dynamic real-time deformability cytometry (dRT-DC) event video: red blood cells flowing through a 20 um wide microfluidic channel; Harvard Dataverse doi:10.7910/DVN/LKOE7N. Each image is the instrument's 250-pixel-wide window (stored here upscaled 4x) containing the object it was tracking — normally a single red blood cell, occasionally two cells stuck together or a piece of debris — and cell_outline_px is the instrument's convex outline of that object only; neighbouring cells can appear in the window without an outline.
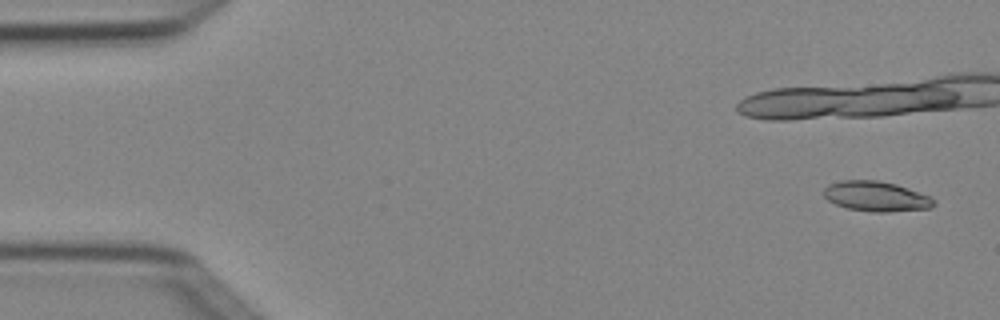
{"species": "Egyptian fruit bat (a non-hibernating species)", "species_latin": "Rousettus aegyptiacus", "temperature_condition": "cold", "stored_images_in_passage": 7, "camera_frame_rate_fps": 3000, "um_per_image_px": 0.085, "animal": {"sex": "female"}, "frame": {"image": 1, "passage_image": 1, "time_ms": 0.0, "image_size_px": [1000, 320], "cell_outline_px": [[936, 204], [932, 208], [888, 212], [872, 212], [848, 208], [836, 204], [828, 200], [824, 196], [824, 188], [828, 184], [840, 180], [880, 180], [896, 184], [932, 196], [936, 200]], "centroid_in_image_um": [74.51, 16.68], "position_along_channel_um": 10.5, "area_um2": 19.54}}
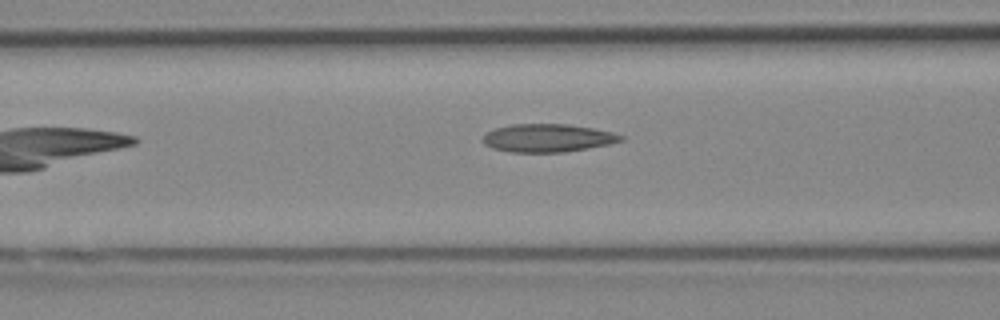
{"frame": {"image": 2, "passage_image": 7, "time_ms": 2.0, "image_size_px": [1000, 320], "cell_outline_px": [[624, 140], [608, 144], [588, 148], [564, 152], [512, 152], [492, 148], [484, 144], [480, 140], [488, 132], [496, 128], [512, 124], [568, 124], [592, 128], [612, 132], [624, 136]], "centroid_in_image_um": [46.54, 11.73], "position_along_channel_um": 120.1, "area_um2": 22.48}}